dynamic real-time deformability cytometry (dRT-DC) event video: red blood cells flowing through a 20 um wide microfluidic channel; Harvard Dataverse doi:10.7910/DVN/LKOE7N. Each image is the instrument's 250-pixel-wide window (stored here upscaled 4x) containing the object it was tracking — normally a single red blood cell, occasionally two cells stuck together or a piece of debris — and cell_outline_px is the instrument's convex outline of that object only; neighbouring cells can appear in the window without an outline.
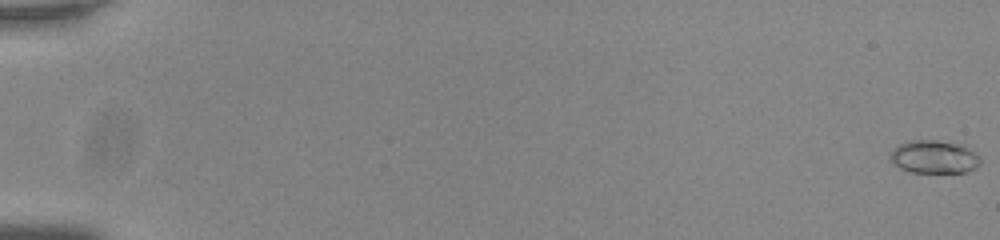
{"species": "common noctule bat (a hibernating species)", "species_latin": "Nyctalus noctula", "temperature_condition": "room temperature", "stored_images_in_passage": 57, "camera_frame_rate_fps": 3000, "um_per_image_px": 0.085, "animal": {"sex": "male", "body_mass_g": 20.0, "forearm_length_mm": 53.3}, "frame": {"image": 1, "passage_image": 1, "time_ms": 0.0, "image_size_px": [1000, 240], "cell_outline_px": [[980, 164], [976, 168], [964, 172], [912, 172], [900, 168], [888, 156], [892, 148], [900, 144], [912, 140], [936, 140], [956, 144], [968, 148], [976, 152], [980, 156]], "centroid_in_image_um": [79.4, 13.33], "position_along_channel_um": 5.6, "area_um2": 17.22}}
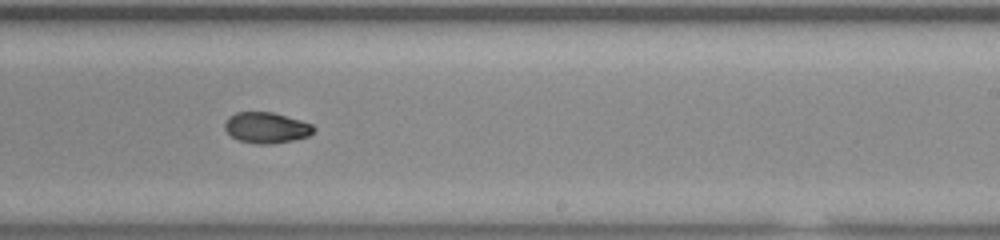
{"frame": {"image": 2, "passage_image": 37, "time_ms": 12.0, "image_size_px": [1000, 240], "cell_outline_px": [[316, 128], [308, 136], [292, 140], [268, 144], [256, 144], [240, 140], [232, 136], [224, 128], [224, 124], [228, 116], [236, 112], [272, 112], [300, 120], [312, 124]], "centroid_in_image_um": [22.63, 10.84], "position_along_channel_um": 266.4, "area_um2": 15.84}}
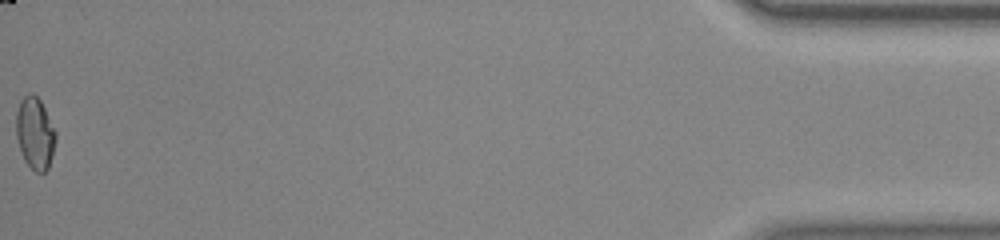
{"frame": {"image": 3, "passage_image": 57, "time_ms": 18.667, "image_size_px": [1000, 240], "cell_outline_px": [[56, 140], [52, 156], [48, 168], [44, 172], [36, 172], [24, 160], [16, 136], [16, 112], [20, 100], [28, 92], [32, 92], [40, 100], [56, 132]], "centroid_in_image_um": [2.97, 11.3], "position_along_channel_um": 432.2, "area_um2": 16.53}, "authors_computed_cell_mechanics": {"area_um2": 16.3574, "velocity_mm_per_s": 3.8156, "shape_relaxation_time_tau1_ms": null, "shape_relaxation_time_tau2_ms": 3.0692, "deformation_change_tau1": null, "deformation_change_tau2": 0.0555}}